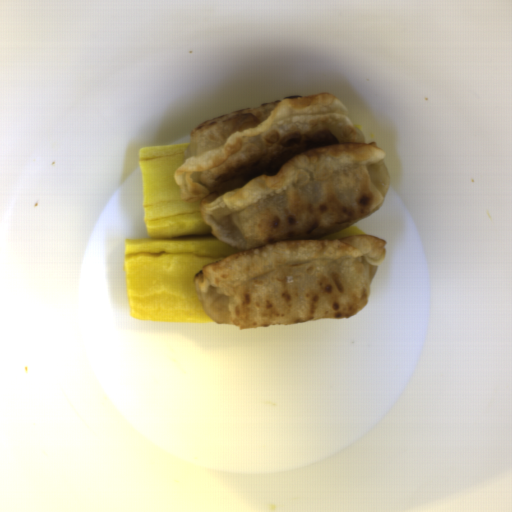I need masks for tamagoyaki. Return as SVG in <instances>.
<instances>
[{"label":"tamagoyaki","instance_id":"tamagoyaki-1","mask_svg":"<svg viewBox=\"0 0 512 512\" xmlns=\"http://www.w3.org/2000/svg\"><path fill=\"white\" fill-rule=\"evenodd\" d=\"M191 142L139 148L142 209L148 238L126 239L123 267L130 316L148 322H215L195 276L238 249L203 219L201 200L186 203L175 171Z\"/></svg>","mask_w":512,"mask_h":512},{"label":"tamagoyaki","instance_id":"tamagoyaki-2","mask_svg":"<svg viewBox=\"0 0 512 512\" xmlns=\"http://www.w3.org/2000/svg\"><path fill=\"white\" fill-rule=\"evenodd\" d=\"M355 235H366L362 230L354 226L353 224L347 228H344L342 230H339L335 233H332L330 235H327L321 239H327V240H336V239H342L350 236Z\"/></svg>","mask_w":512,"mask_h":512}]
</instances>
